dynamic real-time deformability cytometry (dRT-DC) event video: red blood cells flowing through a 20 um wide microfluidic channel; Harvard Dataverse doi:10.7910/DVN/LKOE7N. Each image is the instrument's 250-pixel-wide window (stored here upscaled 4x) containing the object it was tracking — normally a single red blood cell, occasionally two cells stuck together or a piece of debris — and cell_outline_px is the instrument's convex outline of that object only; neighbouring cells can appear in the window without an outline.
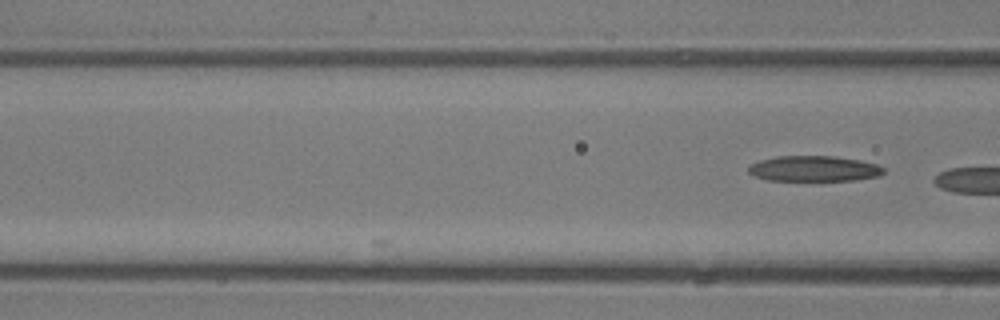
{"species": "common noctule bat (a hibernating species)", "species_latin": "Nyctalus noctula", "temperature_condition": "room temperature", "stored_images_in_passage": 6, "camera_frame_rate_fps": 3000, "um_per_image_px": 0.085, "animal": {"sex": "male", "body_mass_g": 13.3}, "frame": {"image": 1, "passage_image": 6, "time_ms": 1.667, "image_size_px": [1000, 320], "cell_outline_px": [[884, 172], [880, 176], [856, 180], [768, 180], [756, 176], [748, 172], [748, 164], [760, 160], [776, 156], [836, 156], [860, 160], [876, 164], [884, 168]], "centroid_in_image_um": [69.19, 14.33], "position_along_channel_um": 97.4, "area_um2": 20.17}}